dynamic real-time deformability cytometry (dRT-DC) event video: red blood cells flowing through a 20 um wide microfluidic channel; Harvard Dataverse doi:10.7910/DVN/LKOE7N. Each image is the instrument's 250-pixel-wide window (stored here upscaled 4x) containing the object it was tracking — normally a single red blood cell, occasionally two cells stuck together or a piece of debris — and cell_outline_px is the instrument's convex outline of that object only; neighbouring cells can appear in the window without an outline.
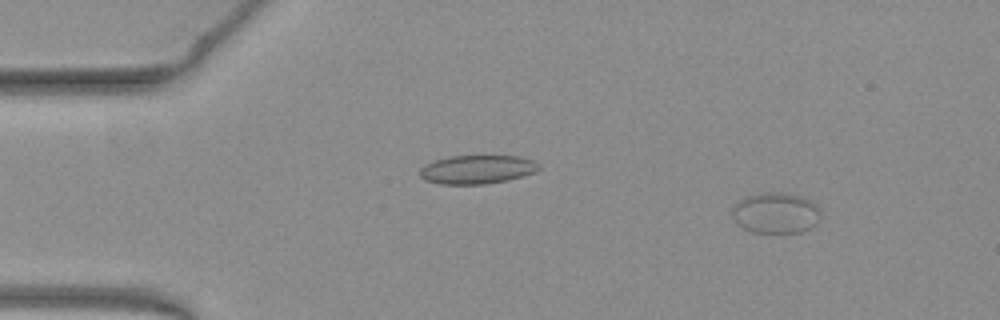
{"species": "common noctule bat (a hibernating species)", "species_latin": "Nyctalus noctula", "temperature_condition": "warm", "stored_images_in_passage": 50, "camera_frame_rate_fps": 3000, "um_per_image_px": 0.085, "animal": {"sex": "female", "body_mass_g": 19.3, "forearm_length_mm": 54.1}, "frame": {"image": 1, "passage_image": 4, "time_ms": 1.0, "image_size_px": [1000, 320], "cell_outline_px": [[820, 216], [816, 224], [812, 228], [800, 232], [752, 232], [736, 224], [732, 216], [732, 208], [744, 196], [756, 192], [784, 192], [800, 196], [812, 200], [820, 208]], "centroid_in_image_um": [65.94, 18.08], "position_along_channel_um": 19.1, "area_um2": 21.44}}
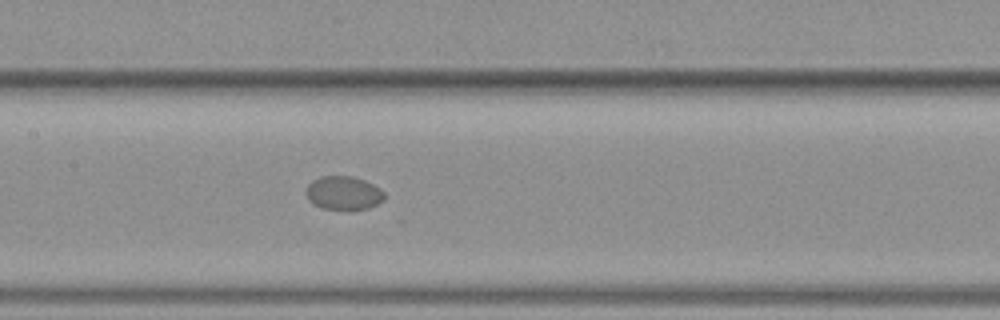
{"frame": {"image": 2, "passage_image": 23, "time_ms": 7.333, "image_size_px": [1000, 320], "cell_outline_px": [[384, 200], [368, 208], [344, 212], [320, 208], [312, 204], [308, 200], [304, 192], [308, 184], [312, 180], [320, 176], [352, 176], [364, 180], [380, 188], [384, 192]], "centroid_in_image_um": [29.15, 16.44], "position_along_channel_um": 178.2, "area_um2": 15.95}}
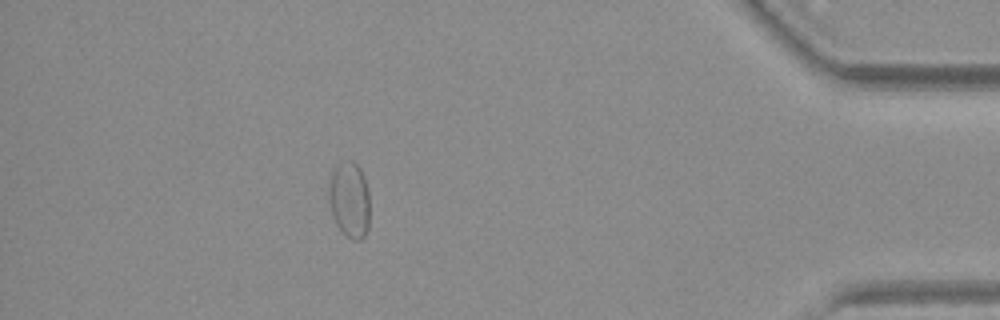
{"frame": {"image": 3, "passage_image": 44, "time_ms": 14.333, "image_size_px": [1000, 320], "cell_outline_px": [[368, 228], [364, 236], [360, 240], [352, 240], [336, 224], [332, 216], [328, 200], [328, 184], [332, 172], [336, 164], [344, 160], [352, 160], [360, 168], [364, 176], [368, 192]], "centroid_in_image_um": [29.67, 16.94], "position_along_channel_um": 405.5, "area_um2": 18.26}, "authors_computed_cell_mechanics": {"area_um2": 17.2244, "velocity_mm_per_s": 3.975, "shape_relaxation_time_tau1_ms": null, "shape_relaxation_time_tau2_ms": 7.1022, "deformation_change_tau1": null, "deformation_change_tau2": 0.0381}}